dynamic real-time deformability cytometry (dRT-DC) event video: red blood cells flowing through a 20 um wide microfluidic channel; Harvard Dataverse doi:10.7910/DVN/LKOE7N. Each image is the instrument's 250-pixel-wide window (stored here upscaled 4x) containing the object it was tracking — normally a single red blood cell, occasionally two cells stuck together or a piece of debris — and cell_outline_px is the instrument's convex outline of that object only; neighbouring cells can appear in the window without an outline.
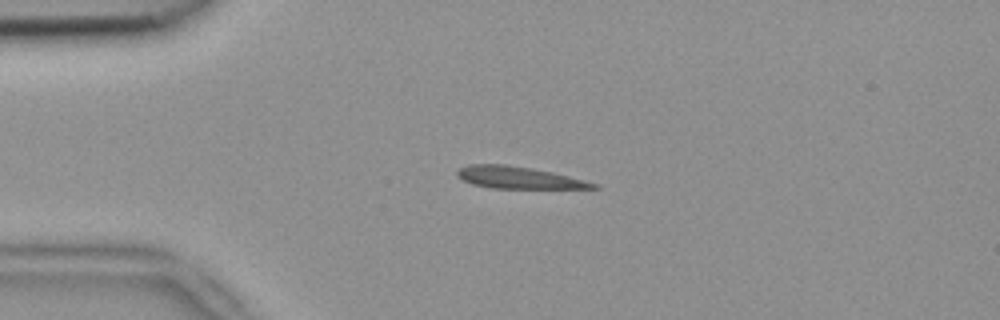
{"species": "common noctule bat (a hibernating species)", "species_latin": "Nyctalus noctula", "temperature_condition": "room temperature", "stored_images_in_passage": 2, "camera_frame_rate_fps": 3000, "um_per_image_px": 0.085, "animal": {"sex": "female", "body_mass_g": 18.4}, "frame": {"image": 1, "passage_image": 1, "time_ms": 0.0, "image_size_px": [1000, 320], "cell_outline_px": [[600, 188], [492, 188], [472, 184], [456, 176], [456, 172], [460, 168], [468, 164], [504, 164], [552, 172], [600, 184]], "centroid_in_image_um": [44.06, 15.1], "position_along_channel_um": 40.9, "area_um2": 17.22}}